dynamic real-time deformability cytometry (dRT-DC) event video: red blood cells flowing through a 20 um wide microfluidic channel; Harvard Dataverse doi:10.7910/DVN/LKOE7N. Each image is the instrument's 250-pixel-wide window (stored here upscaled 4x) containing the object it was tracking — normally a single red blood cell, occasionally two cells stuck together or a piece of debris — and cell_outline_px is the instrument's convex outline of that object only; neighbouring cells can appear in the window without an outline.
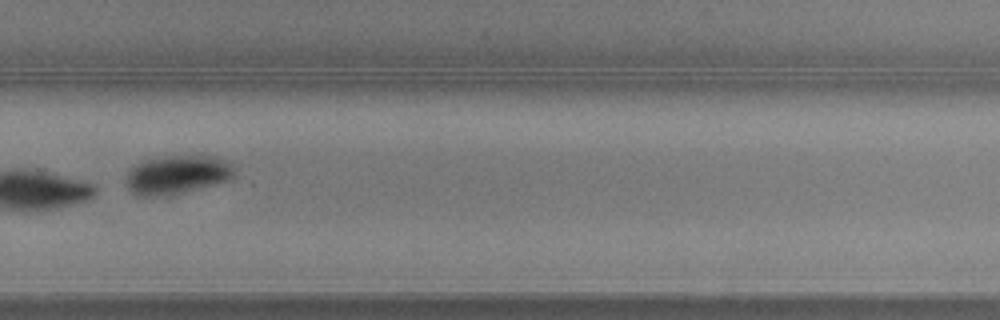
{"species": "common noctule bat (a hibernating species)", "species_latin": "Nyctalus noctula", "temperature_condition": "warm", "stored_images_in_passage": 12, "camera_frame_rate_fps": 3000, "um_per_image_px": 0.085, "animal": {"sex": "male", "body_mass_g": 20.5, "forearm_length_mm": 52.5}, "frame": {"image": 1, "passage_image": 10, "time_ms": 3.0, "image_size_px": [1000, 320], "cell_outline_px": [[236, 172], [228, 180], [216, 184], [164, 196], [140, 196], [132, 192], [128, 188], [128, 168], [144, 160], [168, 156], [216, 156], [232, 164], [236, 168]], "centroid_in_image_um": [15.08, 14.84], "position_along_channel_um": 314.7, "area_um2": 24.28}}